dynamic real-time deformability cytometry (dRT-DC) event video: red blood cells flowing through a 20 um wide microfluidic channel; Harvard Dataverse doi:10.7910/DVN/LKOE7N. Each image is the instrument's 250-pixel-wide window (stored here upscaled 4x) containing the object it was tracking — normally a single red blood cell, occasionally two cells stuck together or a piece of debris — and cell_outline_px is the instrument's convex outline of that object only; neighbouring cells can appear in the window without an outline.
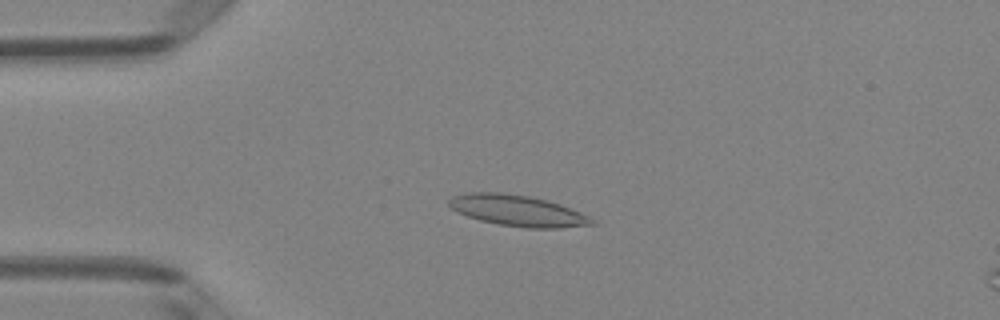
{"species": "Egyptian fruit bat (a non-hibernating species)", "species_latin": "Rousettus aegyptiacus", "temperature_condition": "room temperature", "stored_images_in_passage": 49, "camera_frame_rate_fps": 3000, "um_per_image_px": 0.085, "animal": {"sex": "female"}, "frame": {"image": 1, "passage_image": 11, "time_ms": 3.333, "image_size_px": [1000, 320], "cell_outline_px": [[600, 224], [560, 228], [528, 228], [500, 224], [480, 220], [456, 212], [448, 204], [448, 200], [452, 196], [464, 192], [504, 192], [528, 196], [548, 200], [560, 204], [580, 212], [588, 216]], "centroid_in_image_um": [44.0, 17.89], "position_along_channel_um": 41.0, "area_um2": 26.01}}
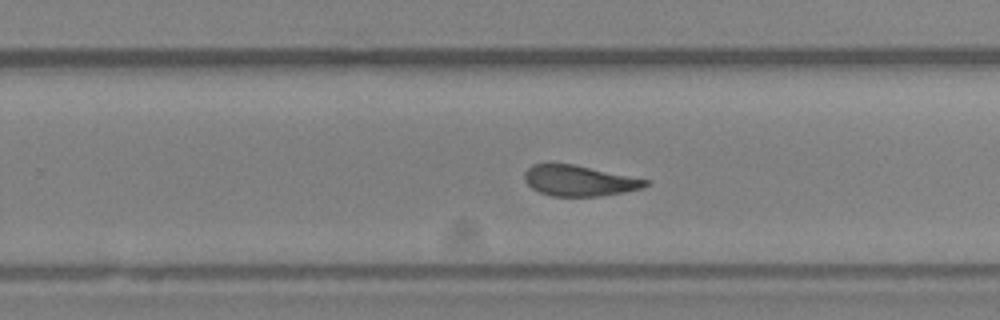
{"frame": {"image": 2, "passage_image": 31, "time_ms": 10.0, "image_size_px": [1000, 320], "cell_outline_px": [[652, 180], [644, 188], [624, 192], [600, 196], [552, 196], [540, 192], [532, 188], [524, 180], [524, 172], [532, 164], [572, 164]], "centroid_in_image_um": [49.26, 15.36], "position_along_channel_um": 280.5, "area_um2": 21.62}}
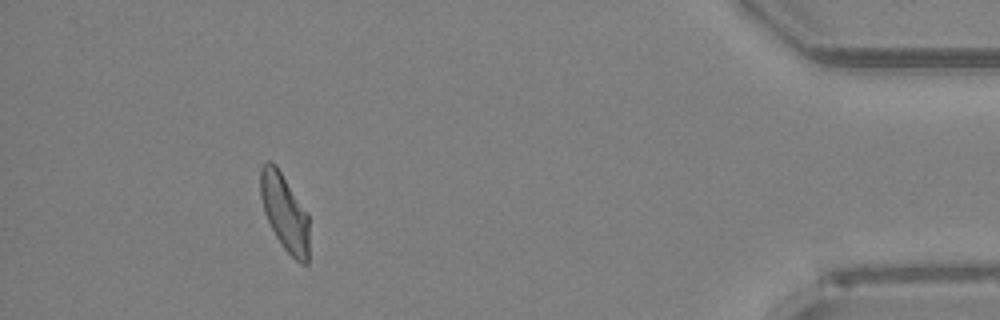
{"frame": {"image": 3, "passage_image": 45, "time_ms": 14.667, "image_size_px": [1000, 320], "cell_outline_px": [[308, 264], [300, 264], [284, 248], [276, 236], [264, 212], [260, 196], [260, 168], [268, 160], [272, 160], [276, 164], [308, 212]], "centroid_in_image_um": [24.19, 18.01], "position_along_channel_um": 411.0, "area_um2": 21.91}, "authors_computed_cell_mechanics": {"area_um2": 22.5998, "velocity_mm_per_s": 4.0061, "shape_relaxation_time_tau1_ms": null, "shape_relaxation_time_tau2_ms": 3.1423, "deformation_change_tau1": null, "deformation_change_tau2": 0.0943}}